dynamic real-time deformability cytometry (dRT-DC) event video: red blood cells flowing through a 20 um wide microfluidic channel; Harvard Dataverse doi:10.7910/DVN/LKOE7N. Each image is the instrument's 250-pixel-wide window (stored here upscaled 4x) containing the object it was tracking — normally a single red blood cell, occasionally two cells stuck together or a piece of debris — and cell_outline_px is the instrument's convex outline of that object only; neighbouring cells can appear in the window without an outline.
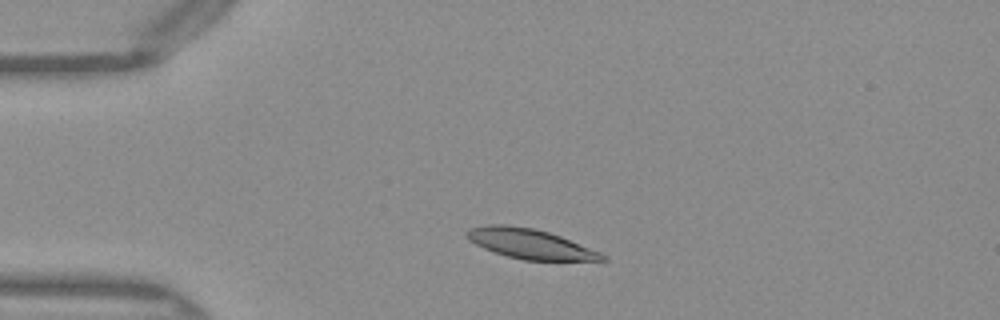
{"species": "Egyptian fruit bat (a non-hibernating species)", "species_latin": "Rousettus aegyptiacus", "temperature_condition": "warm", "stored_images_in_passage": 33, "camera_frame_rate_fps": 3000, "um_per_image_px": 0.085, "frame": {"image": 1, "passage_image": 1, "time_ms": 0.0, "image_size_px": [1000, 320], "cell_outline_px": [[608, 260], [524, 260], [508, 256], [484, 248], [468, 240], [464, 232], [468, 228], [488, 224], [504, 224], [532, 228], [548, 232], [560, 236], [600, 252], [608, 256]], "centroid_in_image_um": [45.02, 20.71], "position_along_channel_um": 40.0, "area_um2": 23.35}}
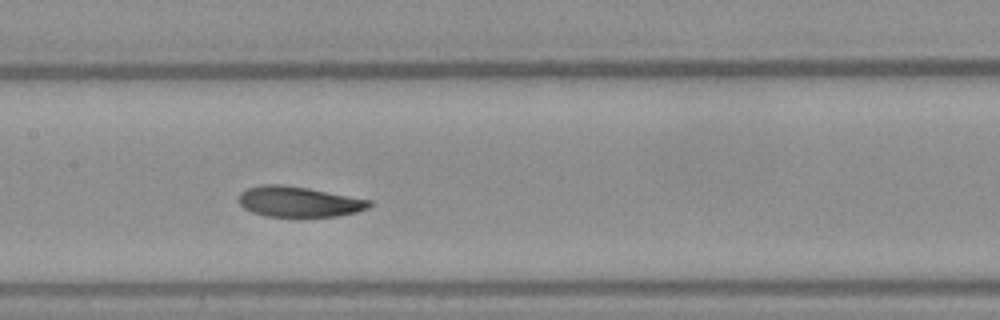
{"frame": {"image": 2, "passage_image": 14, "time_ms": 4.333, "image_size_px": [1000, 320], "cell_outline_px": [[372, 204], [368, 208], [356, 212], [336, 216], [264, 216], [252, 212], [244, 208], [236, 200], [240, 192], [248, 188], [260, 184], [280, 184], [308, 188], [372, 200]], "centroid_in_image_um": [25.36, 17.13], "position_along_channel_um": 182.0, "area_um2": 23.24}}
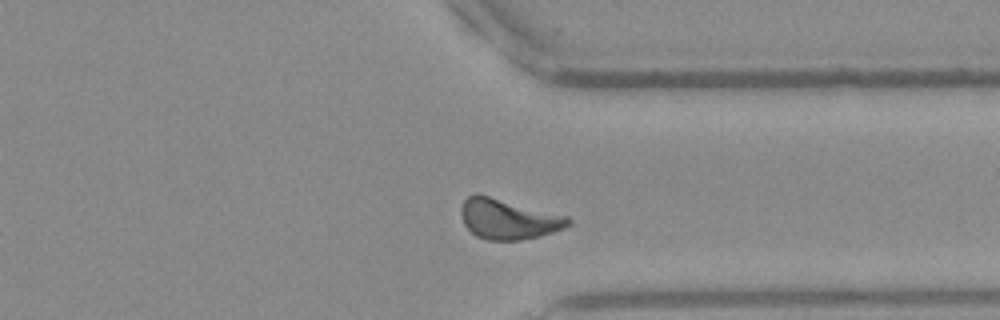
{"frame": {"image": 3, "passage_image": 28, "time_ms": 9.0, "image_size_px": [1000, 320], "cell_outline_px": [[572, 224], [564, 228], [552, 232], [520, 240], [484, 240], [476, 236], [464, 224], [460, 212], [460, 208], [464, 200], [468, 196], [476, 192], [568, 216], [572, 220]], "centroid_in_image_um": [43.18, 18.6], "position_along_channel_um": 368.2, "area_um2": 25.26}, "authors_computed_cell_mechanics": {"area_um2": 23.987, "velocity_mm_per_s": 4.0115, "shape_relaxation_time_tau1_ms": 2.5704, "shape_relaxation_time_tau2_ms": 2.2904, "deformation_change_tau1": 0.1091, "deformation_change_tau2": 0.0758}}